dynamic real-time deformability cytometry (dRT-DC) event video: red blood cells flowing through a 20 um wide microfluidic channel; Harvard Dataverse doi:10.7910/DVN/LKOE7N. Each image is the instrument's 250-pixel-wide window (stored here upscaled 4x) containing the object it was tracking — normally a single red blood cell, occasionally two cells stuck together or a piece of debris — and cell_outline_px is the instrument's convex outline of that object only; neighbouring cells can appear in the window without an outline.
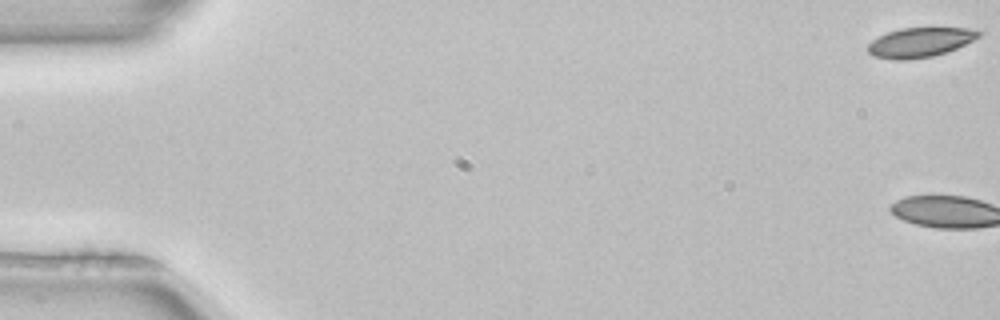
{"species": "common noctule bat (a hibernating species)", "species_latin": "Nyctalus noctula", "temperature_condition": "room temperature", "stored_images_in_passage": 3, "camera_frame_rate_fps": 3000, "um_per_image_px": 0.085, "animal": {"sex": "female", "body_mass_g": 22.7, "forearm_length_mm": 54.2}, "frame": {"image": 1, "passage_image": 1, "time_ms": 0.0, "image_size_px": [1000, 320], "cell_outline_px": [[984, 32], [980, 36], [956, 48], [932, 56], [908, 60], [892, 60], [872, 56], [868, 52], [868, 44], [872, 40], [888, 32], [900, 28], [976, 28]], "centroid_in_image_um": [78.2, 3.6], "position_along_channel_um": 6.8, "area_um2": 19.13}}